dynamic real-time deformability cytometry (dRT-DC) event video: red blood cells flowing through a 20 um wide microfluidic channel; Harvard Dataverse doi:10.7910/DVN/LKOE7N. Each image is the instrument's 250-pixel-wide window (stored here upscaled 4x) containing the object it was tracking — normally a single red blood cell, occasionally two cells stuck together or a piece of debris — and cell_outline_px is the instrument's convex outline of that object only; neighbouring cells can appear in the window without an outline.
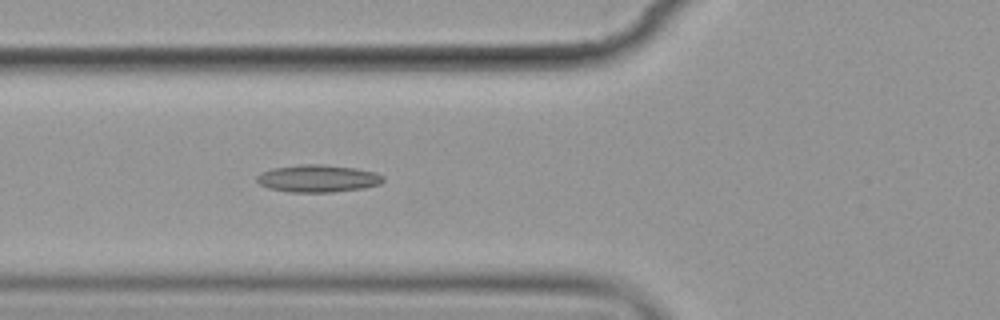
{"species": "common noctule bat (a hibernating species)", "species_latin": "Nyctalus noctula", "temperature_condition": "cold", "stored_images_in_passage": 6, "camera_frame_rate_fps": 3000, "um_per_image_px": 0.085, "animal": {"sex": "female", "body_mass_g": 19.9}, "frame": {"image": 1, "passage_image": 6, "time_ms": 6.667, "image_size_px": [1000, 320], "cell_outline_px": [[384, 180], [380, 184], [364, 188], [332, 192], [288, 192], [268, 188], [260, 184], [256, 180], [256, 176], [260, 172], [272, 168], [300, 164], [320, 164], [356, 168], [376, 172], [384, 176]], "centroid_in_image_um": [27.01, 15.17], "position_along_channel_um": 98.8, "area_um2": 20.35}}